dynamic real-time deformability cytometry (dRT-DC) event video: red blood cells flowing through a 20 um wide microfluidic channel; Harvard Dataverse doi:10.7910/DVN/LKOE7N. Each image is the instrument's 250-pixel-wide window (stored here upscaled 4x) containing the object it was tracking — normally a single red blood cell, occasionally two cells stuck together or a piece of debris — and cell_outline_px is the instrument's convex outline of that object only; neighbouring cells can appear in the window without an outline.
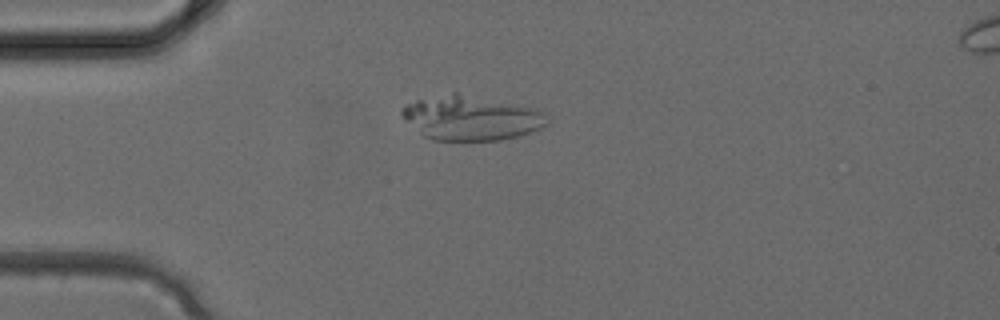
{"species": "common noctule bat (a hibernating species)", "species_latin": "Nyctalus noctula", "temperature_condition": "cold", "stored_images_in_passage": 4, "camera_frame_rate_fps": 3000, "um_per_image_px": 0.085, "animal": {"sex": "female", "body_mass_g": 24.6, "forearm_length_mm": 56.2}, "frame": {"image": 1, "passage_image": 3, "time_ms": 0.667, "image_size_px": [1000, 320], "cell_outline_px": [[548, 124], [540, 128], [520, 136], [500, 140], [432, 140], [424, 136], [404, 120], [400, 112], [408, 104], [416, 100], [452, 92], [456, 92], [536, 108], [548, 112]], "centroid_in_image_um": [40.08, 10.03], "position_along_channel_um": 44.9, "area_um2": 37.8}}